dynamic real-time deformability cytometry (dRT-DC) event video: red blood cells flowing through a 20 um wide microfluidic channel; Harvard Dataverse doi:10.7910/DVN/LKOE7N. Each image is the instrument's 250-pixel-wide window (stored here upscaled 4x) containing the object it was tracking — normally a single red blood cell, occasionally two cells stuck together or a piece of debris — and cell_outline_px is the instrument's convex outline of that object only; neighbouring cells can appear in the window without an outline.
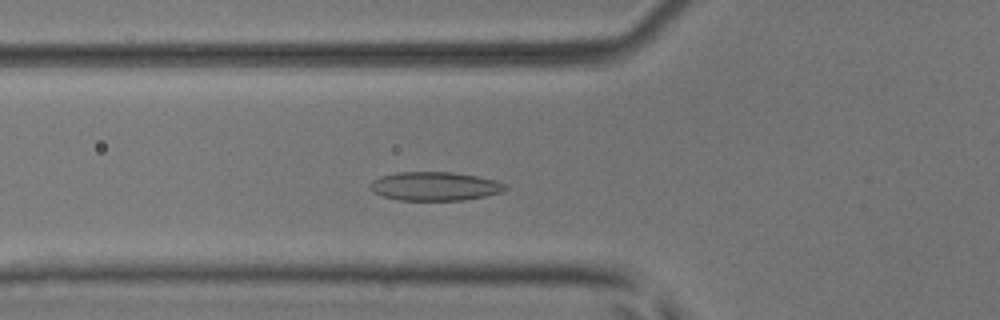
{"species": "common noctule bat (a hibernating species)", "species_latin": "Nyctalus noctula", "temperature_condition": "room temperature", "stored_images_in_passage": 39, "camera_frame_rate_fps": 3000, "um_per_image_px": 0.085, "animal": {"sex": "male", "body_mass_g": 17.9, "forearm_length_mm": 54.2}, "frame": {"image": 1, "passage_image": 5, "time_ms": 1.333, "image_size_px": [1000, 320], "cell_outline_px": [[508, 188], [500, 192], [484, 196], [464, 200], [400, 200], [384, 196], [372, 192], [368, 188], [368, 184], [372, 180], [380, 176], [396, 172], [452, 172], [476, 176], [496, 180], [508, 184]], "centroid_in_image_um": [36.93, 15.82], "position_along_channel_um": 88.9, "area_um2": 22.77}}
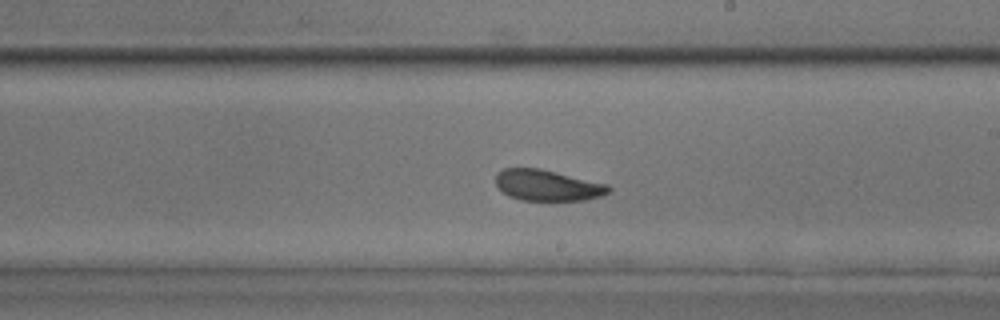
{"frame": {"image": 2, "passage_image": 17, "time_ms": 5.333, "image_size_px": [1000, 320], "cell_outline_px": [[612, 188], [608, 192], [600, 196], [584, 200], [520, 200], [508, 196], [496, 184], [496, 172], [504, 168], [540, 168], [608, 184]], "centroid_in_image_um": [46.52, 15.74], "position_along_channel_um": 242.5, "area_um2": 20.35}}
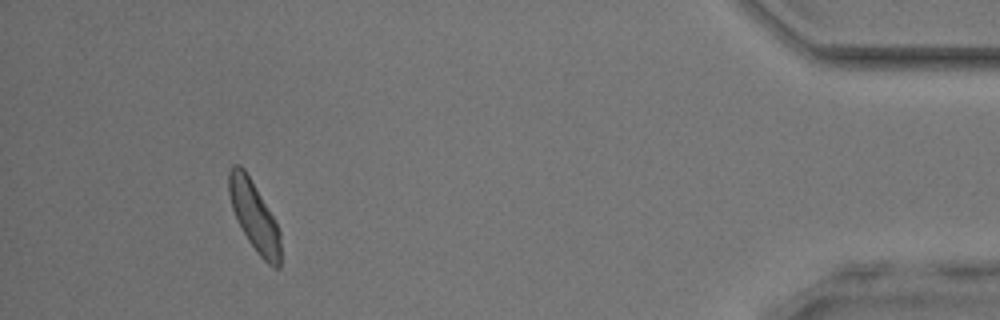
{"frame": {"image": 3, "passage_image": 35, "time_ms": 11.333, "image_size_px": [1000, 320], "cell_outline_px": [[280, 268], [276, 268], [268, 264], [256, 252], [248, 240], [232, 208], [228, 192], [228, 172], [232, 164], [240, 164], [244, 168], [272, 216], [280, 232]], "centroid_in_image_um": [21.59, 18.36], "position_along_channel_um": 413.6, "area_um2": 20.46}, "authors_computed_cell_mechanics": {"area_um2": 21.0392, "velocity_mm_per_s": 3.8576, "shape_relaxation_time_tau1_ms": 2.7306, "shape_relaxation_time_tau2_ms": 2.29, "deformation_change_tau1": 0.0953, "deformation_change_tau2": 0.075}}